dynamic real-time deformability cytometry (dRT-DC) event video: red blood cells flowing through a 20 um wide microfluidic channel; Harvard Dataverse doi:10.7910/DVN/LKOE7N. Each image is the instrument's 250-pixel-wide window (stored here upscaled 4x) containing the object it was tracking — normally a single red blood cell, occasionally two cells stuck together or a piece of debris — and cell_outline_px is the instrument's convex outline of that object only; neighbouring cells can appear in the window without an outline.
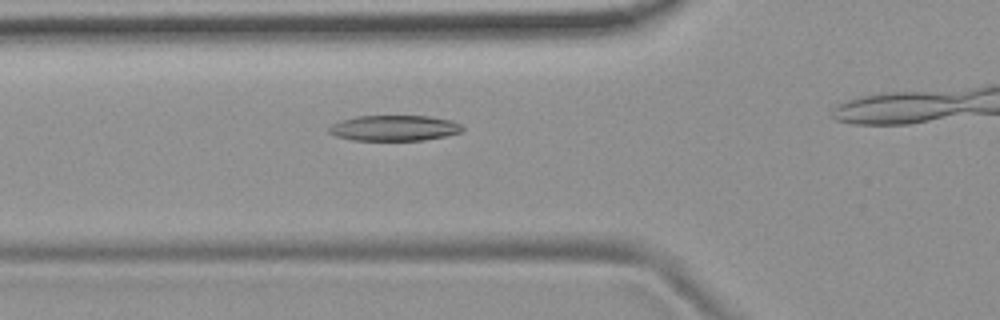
{"species": "common noctule bat (a hibernating species)", "species_latin": "Nyctalus noctula", "temperature_condition": "room temperature", "stored_images_in_passage": 29, "camera_frame_rate_fps": 3000, "um_per_image_px": 0.085, "animal": {"sex": "female", "body_mass_g": 19.9}, "frame": {"image": 1, "passage_image": 5, "time_ms": 1.333, "image_size_px": [1000, 320], "cell_outline_px": [[464, 132], [424, 140], [352, 140], [336, 136], [328, 132], [328, 128], [332, 124], [340, 120], [356, 116], [428, 116], [452, 120], [460, 124], [464, 128]], "centroid_in_image_um": [33.52, 10.88], "position_along_channel_um": 92.3, "area_um2": 20.0}}
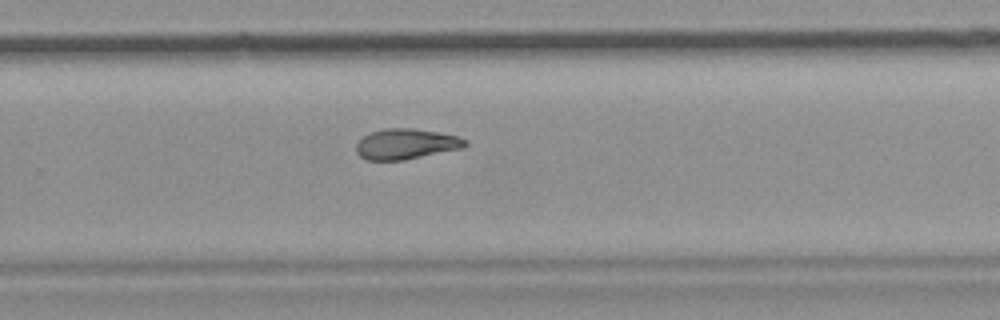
{"frame": {"image": 2, "passage_image": 21, "time_ms": 6.667, "image_size_px": [1000, 320], "cell_outline_px": [[468, 144], [464, 148], [404, 160], [364, 160], [356, 152], [356, 144], [368, 132], [388, 128], [412, 128], [436, 132], [456, 136], [468, 140]], "centroid_in_image_um": [34.51, 12.24], "position_along_channel_um": 295.3, "area_um2": 19.42}}